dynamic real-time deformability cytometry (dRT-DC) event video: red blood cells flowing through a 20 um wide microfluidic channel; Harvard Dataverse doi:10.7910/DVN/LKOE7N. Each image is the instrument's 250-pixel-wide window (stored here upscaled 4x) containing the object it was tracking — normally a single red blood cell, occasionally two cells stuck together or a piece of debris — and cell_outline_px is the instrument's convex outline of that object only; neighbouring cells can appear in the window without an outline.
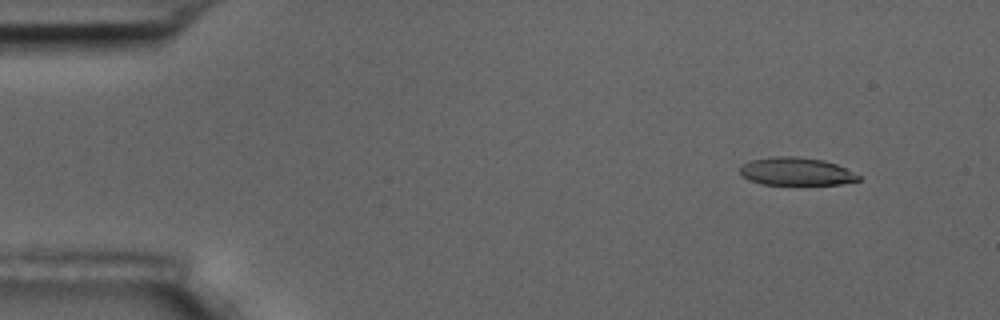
{"species": "common noctule bat (a hibernating species)", "species_latin": "Nyctalus noctula", "temperature_condition": "room temperature", "stored_images_in_passage": 10, "camera_frame_rate_fps": 3000, "um_per_image_px": 0.085, "animal": {"sex": "male", "body_mass_g": 17.5, "forearm_length_mm": 52.3}, "frame": {"image": 1, "passage_image": 2, "time_ms": 0.333, "image_size_px": [1000, 320], "cell_outline_px": [[860, 180], [840, 184], [800, 188], [760, 184], [748, 180], [740, 176], [740, 164], [752, 160], [772, 156], [796, 156], [824, 160], [836, 164], [860, 176]], "centroid_in_image_um": [67.63, 14.63], "position_along_channel_um": 17.4, "area_um2": 20.46}}